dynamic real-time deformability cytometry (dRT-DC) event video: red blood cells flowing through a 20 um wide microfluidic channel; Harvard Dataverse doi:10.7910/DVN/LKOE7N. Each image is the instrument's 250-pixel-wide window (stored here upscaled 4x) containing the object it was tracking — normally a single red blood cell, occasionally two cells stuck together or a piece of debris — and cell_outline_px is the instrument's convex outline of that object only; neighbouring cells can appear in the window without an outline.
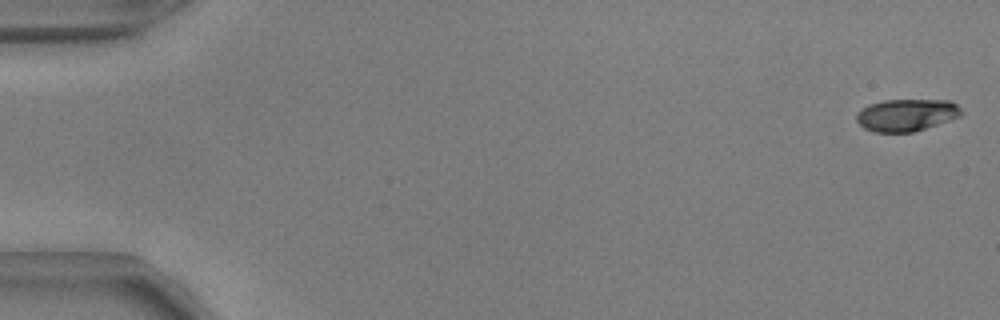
{"species": "common noctule bat (a hibernating species)", "species_latin": "Nyctalus noctula", "temperature_condition": "warm", "stored_images_in_passage": 9, "camera_frame_rate_fps": 3000, "um_per_image_px": 0.085, "animal": {"sex": "male", "body_mass_g": 17.9, "forearm_length_mm": 54.2}, "frame": {"image": 1, "passage_image": 1, "time_ms": 0.0, "image_size_px": [1000, 320], "cell_outline_px": [[964, 112], [960, 116], [912, 132], [872, 132], [864, 128], [856, 120], [856, 112], [860, 108], [868, 104], [884, 100], [948, 100], [956, 104]], "centroid_in_image_um": [77.0, 9.76], "position_along_channel_um": 8.0, "area_um2": 19.65}}